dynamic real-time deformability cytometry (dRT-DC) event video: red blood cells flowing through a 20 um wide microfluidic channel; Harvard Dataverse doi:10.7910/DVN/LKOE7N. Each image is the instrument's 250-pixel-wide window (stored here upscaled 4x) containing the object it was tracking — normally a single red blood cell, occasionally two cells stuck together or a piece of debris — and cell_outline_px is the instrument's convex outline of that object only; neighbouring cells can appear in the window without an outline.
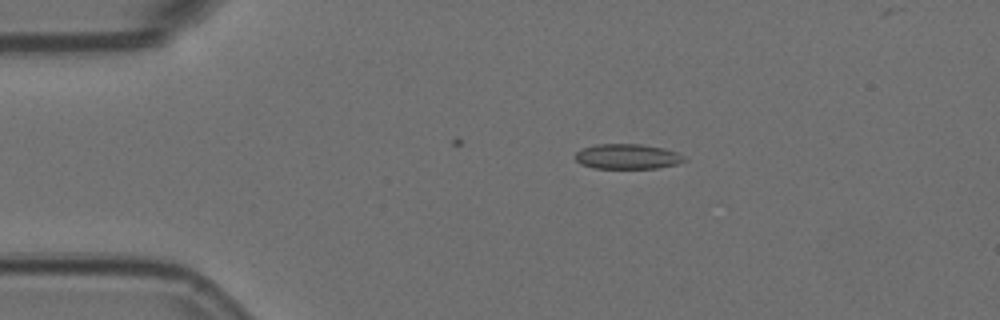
{"species": "Egyptian fruit bat (a non-hibernating species)", "species_latin": "Rousettus aegyptiacus", "temperature_condition": "room temperature", "stored_images_in_passage": 7, "camera_frame_rate_fps": 3000, "um_per_image_px": 0.085, "animal": {"sex": "female"}, "frame": {"image": 1, "passage_image": 2, "time_ms": 0.333, "image_size_px": [1000, 320], "cell_outline_px": [[688, 160], [676, 164], [656, 168], [592, 168], [580, 164], [576, 160], [576, 152], [580, 148], [596, 144], [640, 144], [664, 148], [676, 152], [684, 156]], "centroid_in_image_um": [53.31, 13.3], "position_along_channel_um": 31.7, "area_um2": 16.01}}
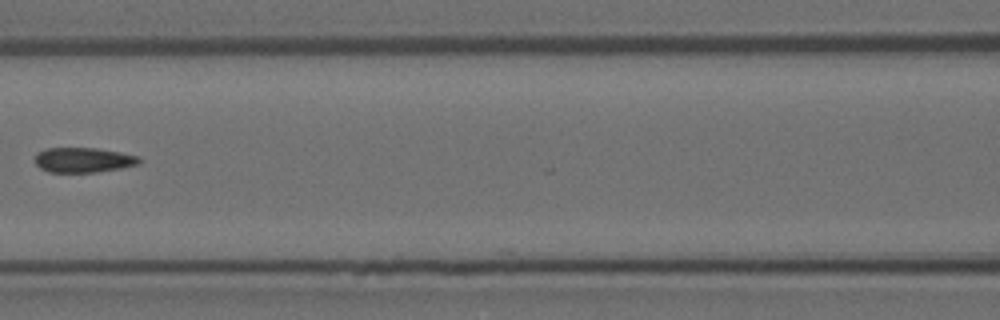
{"frame": {"image": 2, "passage_image": 6, "time_ms": 1.667, "image_size_px": [1000, 320], "cell_outline_px": [[140, 160], [136, 164], [120, 168], [96, 172], [48, 172], [40, 168], [36, 164], [36, 152], [44, 148], [96, 148], [120, 152], [140, 156]], "centroid_in_image_um": [7.04, 13.59], "position_along_channel_um": 159.6, "area_um2": 15.09}}
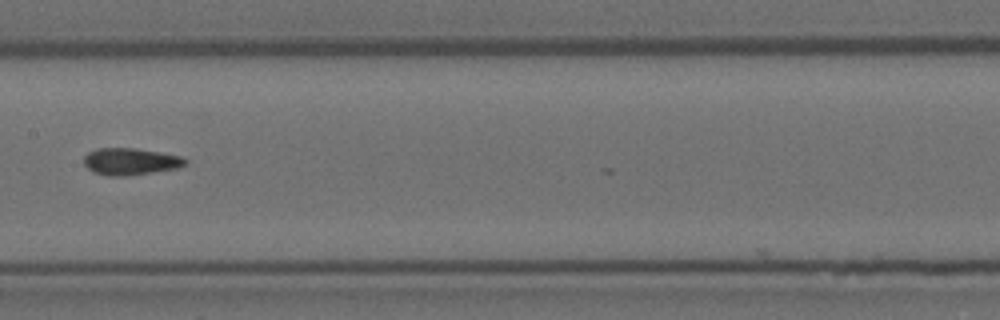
{"frame": {"image": 3, "passage_image": 7, "time_ms": 2.0, "image_size_px": [1000, 320], "cell_outline_px": [[188, 164], [176, 168], [152, 172], [124, 176], [108, 176], [92, 172], [84, 164], [84, 156], [88, 152], [96, 148], [136, 148], [180, 156], [188, 160]], "centroid_in_image_um": [11.06, 13.72], "position_along_channel_um": 196.3, "area_um2": 15.9}}